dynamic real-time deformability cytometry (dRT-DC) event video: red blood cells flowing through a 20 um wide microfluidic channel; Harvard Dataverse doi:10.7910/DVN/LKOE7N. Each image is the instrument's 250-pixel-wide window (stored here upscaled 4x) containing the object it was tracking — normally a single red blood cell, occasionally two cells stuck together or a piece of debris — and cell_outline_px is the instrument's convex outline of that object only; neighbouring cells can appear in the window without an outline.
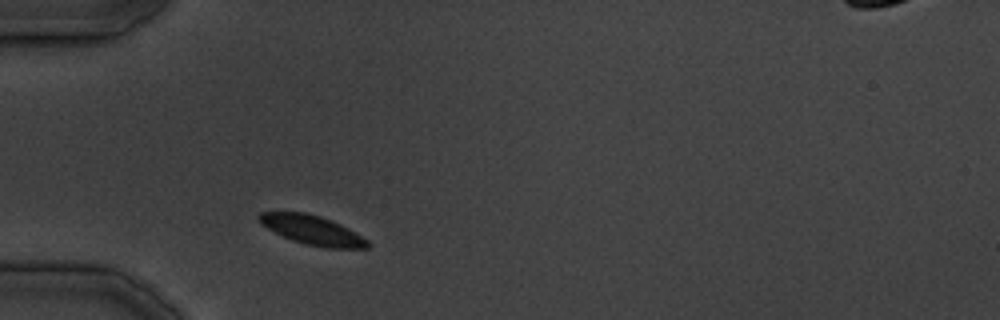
{"species": "common noctule bat (a hibernating species)", "species_latin": "Nyctalus noctula", "temperature_condition": "cold", "stored_images_in_passage": 27, "camera_frame_rate_fps": 3000, "um_per_image_px": 0.085, "animal": {"sex": "male", "body_mass_g": 19.5, "forearm_length_mm": 54.6}, "frame": {"image": 1, "passage_image": 1, "time_ms": 0.0, "image_size_px": [1000, 320], "cell_outline_px": [[372, 244], [368, 248], [328, 248], [308, 244], [292, 240], [260, 224], [256, 216], [260, 212], [304, 212], [320, 216], [340, 224], [348, 228], [368, 240]], "centroid_in_image_um": [26.55, 19.55], "position_along_channel_um": 58.5, "area_um2": 18.32}}
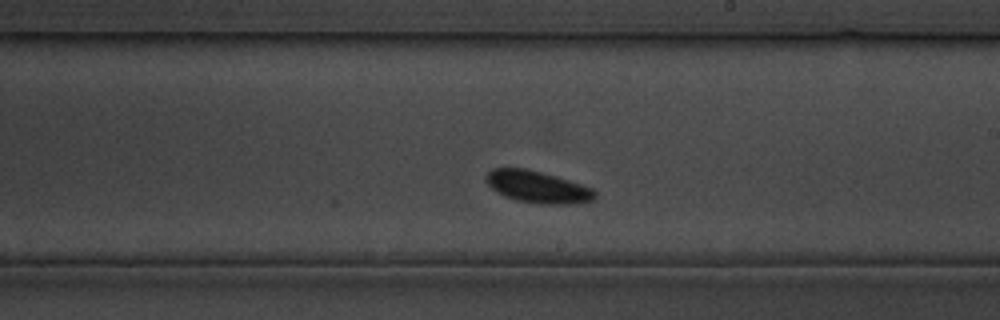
{"frame": {"image": 2, "passage_image": 12, "time_ms": 13.667, "image_size_px": [1000, 320], "cell_outline_px": [[596, 196], [592, 200], [576, 204], [540, 204], [516, 200], [504, 196], [496, 192], [484, 180], [484, 176], [492, 168], [524, 168], [556, 176], [592, 188], [596, 192]], "centroid_in_image_um": [45.66, 15.89], "position_along_channel_um": 243.3, "area_um2": 20.29}}
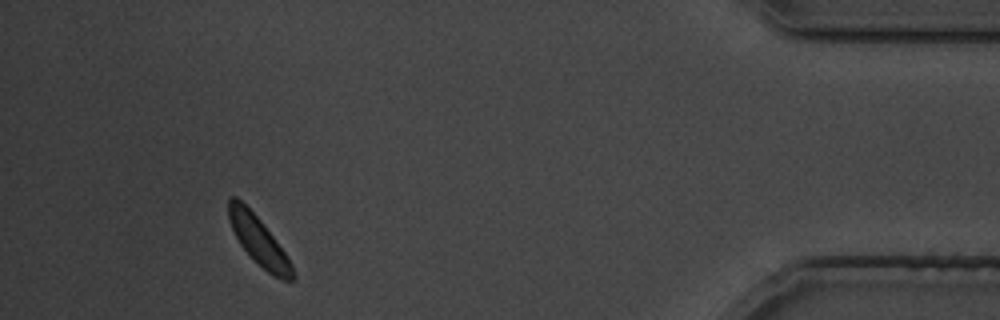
{"frame": {"image": 3, "passage_image": 24, "time_ms": 29.333, "image_size_px": [1000, 320], "cell_outline_px": [[296, 276], [292, 280], [284, 280], [268, 272], [240, 244], [228, 220], [228, 196], [236, 196], [260, 220], [288, 256], [292, 264]], "centroid_in_image_um": [21.99, 20.44], "position_along_channel_um": 413.2, "area_um2": 17.57}}